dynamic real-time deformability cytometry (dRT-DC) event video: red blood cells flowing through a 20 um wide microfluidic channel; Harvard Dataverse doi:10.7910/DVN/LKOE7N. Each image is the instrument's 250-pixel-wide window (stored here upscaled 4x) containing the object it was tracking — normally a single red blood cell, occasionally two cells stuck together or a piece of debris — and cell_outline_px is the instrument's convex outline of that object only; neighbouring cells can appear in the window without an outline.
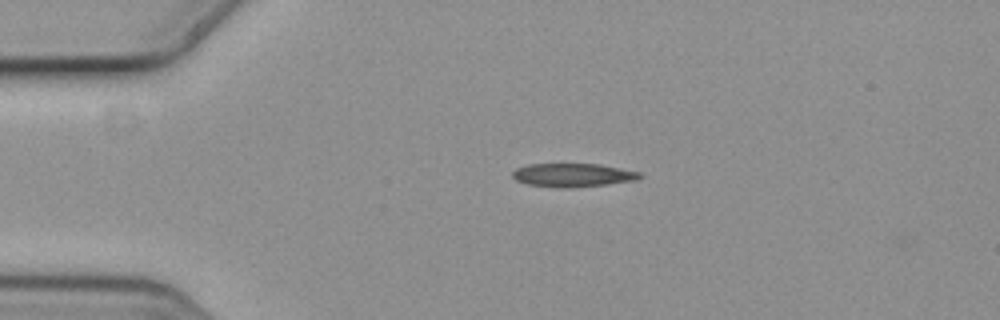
{"species": "common noctule bat (a hibernating species)", "species_latin": "Nyctalus noctula", "temperature_condition": "cold", "stored_images_in_passage": 2, "camera_frame_rate_fps": 3000, "um_per_image_px": 0.085, "animal": {"sex": "female", "body_mass_g": 19.3, "forearm_length_mm": 54.1}, "frame": {"image": 1, "passage_image": 1, "time_ms": 0.0, "image_size_px": [1000, 320], "cell_outline_px": [[644, 176], [636, 180], [604, 184], [528, 184], [516, 180], [512, 176], [512, 172], [516, 168], [528, 164], [600, 164], [640, 172]], "centroid_in_image_um": [48.73, 14.81], "position_along_channel_um": 36.3, "area_um2": 16.13}}